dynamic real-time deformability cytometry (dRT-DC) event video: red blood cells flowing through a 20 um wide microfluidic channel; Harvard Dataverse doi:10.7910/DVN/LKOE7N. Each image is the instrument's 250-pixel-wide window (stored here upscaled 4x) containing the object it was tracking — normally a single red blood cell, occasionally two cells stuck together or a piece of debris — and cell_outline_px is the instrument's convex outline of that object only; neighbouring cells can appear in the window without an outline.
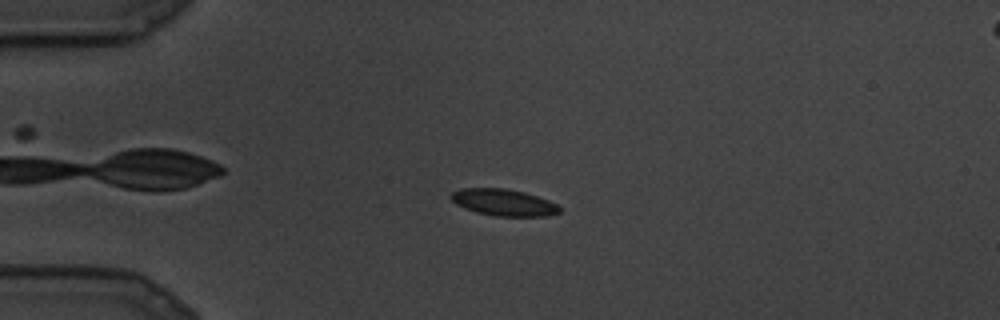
{"species": "common noctule bat (a hibernating species)", "species_latin": "Nyctalus noctula", "temperature_condition": "cold", "stored_images_in_passage": 9, "camera_frame_rate_fps": 3000, "um_per_image_px": 0.085, "animal": {"sex": "male", "body_mass_g": 19.5, "forearm_length_mm": 54.6}, "frame": {"image": 1, "passage_image": 4, "time_ms": 1.0, "image_size_px": [1000, 320], "cell_outline_px": [[560, 212], [548, 216], [496, 216], [476, 212], [464, 208], [456, 204], [448, 196], [452, 192], [460, 188], [504, 188], [524, 192], [548, 200], [556, 204], [560, 208]], "centroid_in_image_um": [42.77, 17.2], "position_along_channel_um": 42.2, "area_um2": 16.88}}
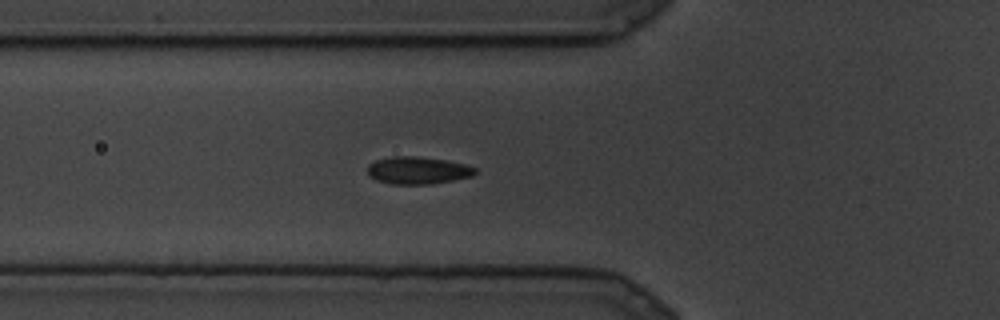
{"frame": {"image": 2, "passage_image": 7, "time_ms": 2.0, "image_size_px": [1000, 320], "cell_outline_px": [[476, 172], [472, 176], [452, 180], [428, 184], [392, 184], [376, 180], [368, 176], [368, 164], [376, 160], [392, 156], [416, 156], [444, 160], [464, 164], [476, 168]], "centroid_in_image_um": [35.47, 14.48], "position_along_channel_um": 90.3, "area_um2": 17.05}}
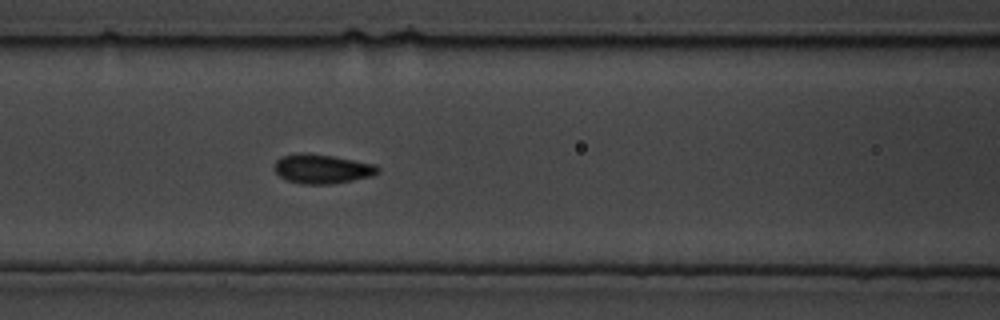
{"frame": {"image": 3, "passage_image": 9, "time_ms": 2.667, "image_size_px": [1000, 320], "cell_outline_px": [[380, 172], [372, 176], [352, 180], [328, 184], [304, 184], [288, 180], [280, 176], [276, 172], [276, 160], [280, 156], [296, 152], [308, 152], [356, 160], [376, 164], [380, 168]], "centroid_in_image_um": [27.4, 14.33], "position_along_channel_um": 139.2, "area_um2": 17.74}}